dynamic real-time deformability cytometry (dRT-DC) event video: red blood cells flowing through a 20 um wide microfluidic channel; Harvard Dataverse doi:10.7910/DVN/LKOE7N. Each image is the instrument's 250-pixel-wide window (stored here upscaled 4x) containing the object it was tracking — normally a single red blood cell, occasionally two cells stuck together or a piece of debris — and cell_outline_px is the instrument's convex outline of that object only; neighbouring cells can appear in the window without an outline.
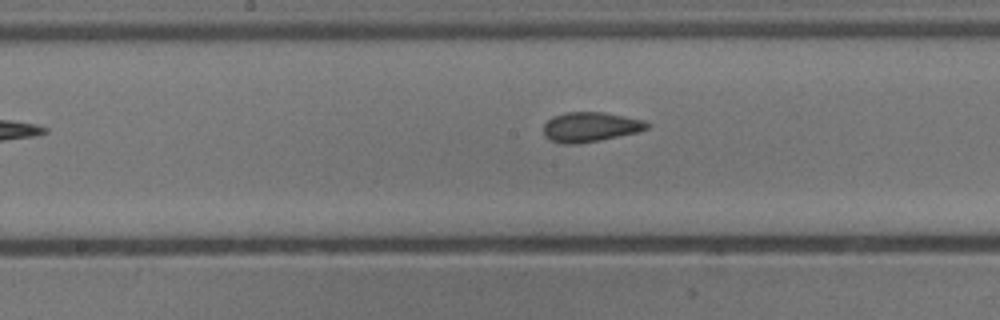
{"species": "common noctule bat (a hibernating species)", "species_latin": "Nyctalus noctula", "temperature_condition": "cold", "stored_images_in_passage": 9, "camera_frame_rate_fps": 3000, "um_per_image_px": 0.085, "animal": {"sex": "male", "body_mass_g": 13.3}, "frame": {"image": 1, "passage_image": 8, "time_ms": 2.333, "image_size_px": [1000, 320], "cell_outline_px": [[648, 128], [636, 132], [600, 140], [576, 144], [564, 144], [552, 140], [544, 136], [544, 124], [552, 116], [564, 112], [604, 112], [644, 120], [648, 124]], "centroid_in_image_um": [50.14, 10.78], "position_along_channel_um": 198.1, "area_um2": 17.8}}